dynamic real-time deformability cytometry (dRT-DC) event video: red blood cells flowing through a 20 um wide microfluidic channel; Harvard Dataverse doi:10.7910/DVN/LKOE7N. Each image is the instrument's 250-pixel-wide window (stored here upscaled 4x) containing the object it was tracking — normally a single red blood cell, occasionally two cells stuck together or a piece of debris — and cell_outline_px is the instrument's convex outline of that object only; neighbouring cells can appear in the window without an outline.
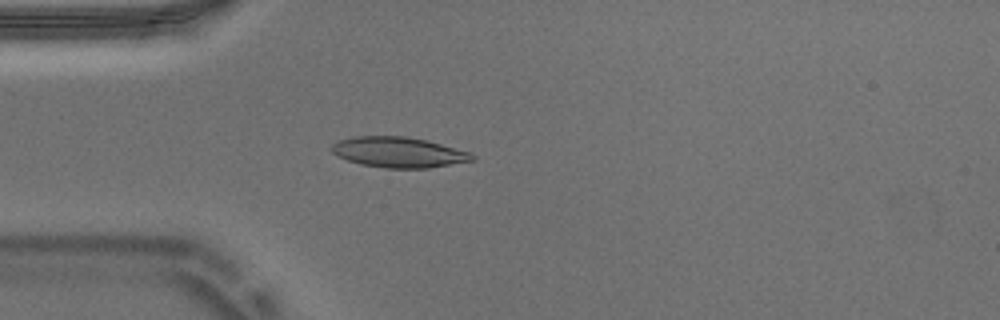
{"species": "Egyptian fruit bat (a non-hibernating species)", "species_latin": "Rousettus aegyptiacus", "temperature_condition": "warm", "stored_images_in_passage": 44, "camera_frame_rate_fps": 3000, "um_per_image_px": 0.085, "animal": {"sex": "male"}, "frame": {"image": 1, "passage_image": 5, "time_ms": 1.333, "image_size_px": [1000, 320], "cell_outline_px": [[476, 160], [428, 168], [384, 168], [360, 164], [336, 156], [332, 152], [332, 144], [340, 140], [356, 136], [404, 136], [424, 140], [472, 152], [476, 156]], "centroid_in_image_um": [33.9, 12.95], "position_along_channel_um": 51.1, "area_um2": 24.91}}
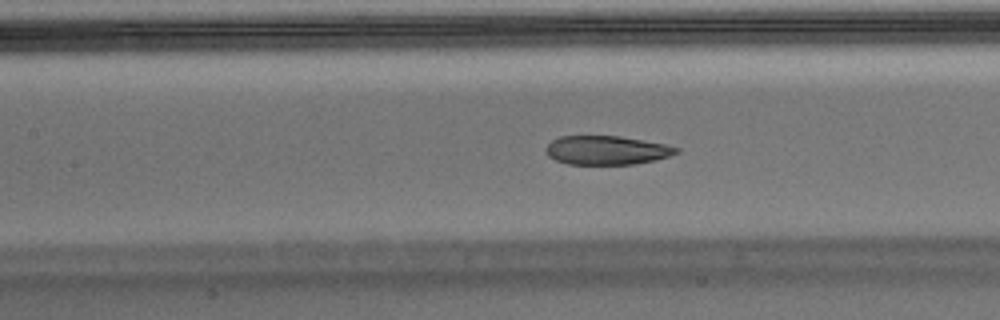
{"frame": {"image": 2, "passage_image": 14, "time_ms": 4.333, "image_size_px": [1000, 320], "cell_outline_px": [[680, 152], [656, 160], [632, 164], [568, 164], [556, 160], [548, 156], [544, 148], [552, 140], [560, 136], [620, 136], [664, 144], [680, 148]], "centroid_in_image_um": [51.55, 12.77], "position_along_channel_um": 155.8, "area_um2": 21.91}}
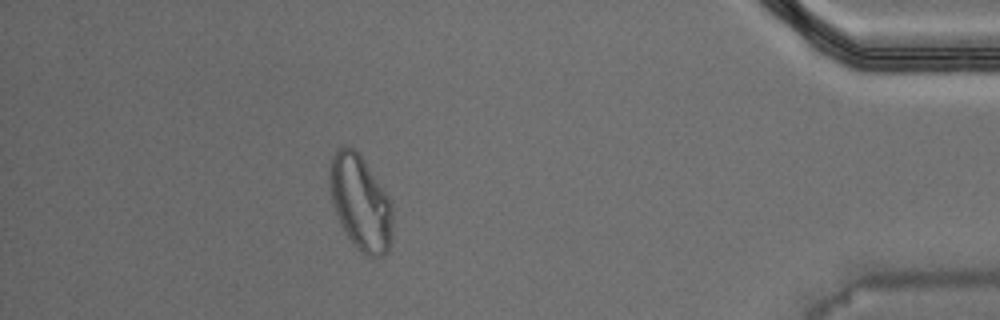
{"frame": {"image": 3, "passage_image": 38, "time_ms": 12.333, "image_size_px": [1000, 320], "cell_outline_px": [[392, 240], [388, 252], [384, 256], [368, 256], [360, 252], [356, 248], [340, 224], [332, 204], [328, 180], [328, 176], [332, 156], [340, 148], [348, 144], [356, 148], [392, 200]], "centroid_in_image_um": [30.65, 17.22], "position_along_channel_um": 404.6, "area_um2": 35.43}, "authors_computed_cell_mechanics": {"area_um2": 24.4783, "velocity_mm_per_s": 3.7229, "shape_relaxation_time_tau1_ms": null, "shape_relaxation_time_tau2_ms": 1.679, "deformation_change_tau1": null, "deformation_change_tau2": 0.0639}}